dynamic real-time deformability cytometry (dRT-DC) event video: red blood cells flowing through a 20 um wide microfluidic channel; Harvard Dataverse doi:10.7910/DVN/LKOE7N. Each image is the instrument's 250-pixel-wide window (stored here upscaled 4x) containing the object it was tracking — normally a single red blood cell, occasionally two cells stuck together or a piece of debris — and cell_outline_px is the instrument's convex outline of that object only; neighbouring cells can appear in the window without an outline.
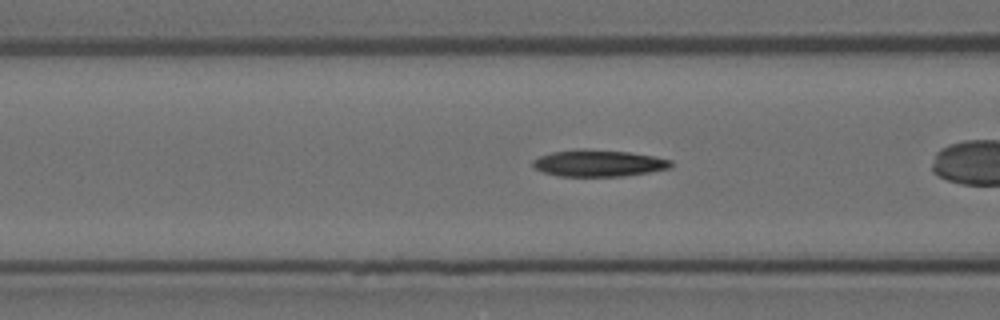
{"species": "Egyptian fruit bat (a non-hibernating species)", "species_latin": "Rousettus aegyptiacus", "temperature_condition": "room temperature", "stored_images_in_passage": 29, "camera_frame_rate_fps": 3000, "um_per_image_px": 0.085, "animal": {"sex": "female"}, "frame": {"image": 1, "passage_image": 5, "time_ms": 1.333, "image_size_px": [1000, 320], "cell_outline_px": [[672, 168], [624, 176], [556, 176], [532, 168], [532, 160], [540, 156], [552, 152], [580, 148], [584, 148], [628, 152], [652, 156], [672, 160]], "centroid_in_image_um": [50.84, 13.87], "position_along_channel_um": 115.8, "area_um2": 21.62}, "authors_computed_cell_mechanics": {"area_um2": 21.6172, "velocity_mm_per_s": 3.5173, "shape_relaxation_time_tau1_ms": null, "shape_relaxation_time_tau2_ms": 4.7844, "deformation_change_tau1": null, "deformation_change_tau2": 0.1228}}